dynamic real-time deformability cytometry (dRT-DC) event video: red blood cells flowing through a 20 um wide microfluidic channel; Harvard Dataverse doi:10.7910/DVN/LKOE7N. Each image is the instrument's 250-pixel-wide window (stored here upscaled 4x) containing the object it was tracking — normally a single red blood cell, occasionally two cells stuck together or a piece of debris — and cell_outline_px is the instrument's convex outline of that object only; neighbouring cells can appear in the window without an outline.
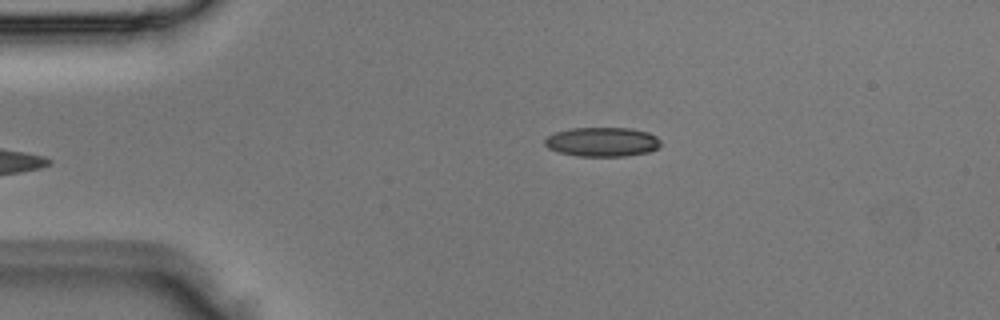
{"species": "Egyptian fruit bat (a non-hibernating species)", "species_latin": "Rousettus aegyptiacus", "temperature_condition": "room temperature", "stored_images_in_passage": 3, "camera_frame_rate_fps": 3000, "um_per_image_px": 0.085, "animal": {"sex": "male"}, "frame": {"image": 1, "passage_image": 3, "time_ms": 0.667, "image_size_px": [1000, 320], "cell_outline_px": [[660, 144], [656, 148], [648, 152], [624, 156], [580, 156], [560, 152], [548, 148], [544, 144], [544, 140], [548, 136], [556, 132], [572, 128], [628, 128], [648, 132], [656, 136], [660, 140]], "centroid_in_image_um": [51.18, 12.06], "position_along_channel_um": 33.8, "area_um2": 19.59}}